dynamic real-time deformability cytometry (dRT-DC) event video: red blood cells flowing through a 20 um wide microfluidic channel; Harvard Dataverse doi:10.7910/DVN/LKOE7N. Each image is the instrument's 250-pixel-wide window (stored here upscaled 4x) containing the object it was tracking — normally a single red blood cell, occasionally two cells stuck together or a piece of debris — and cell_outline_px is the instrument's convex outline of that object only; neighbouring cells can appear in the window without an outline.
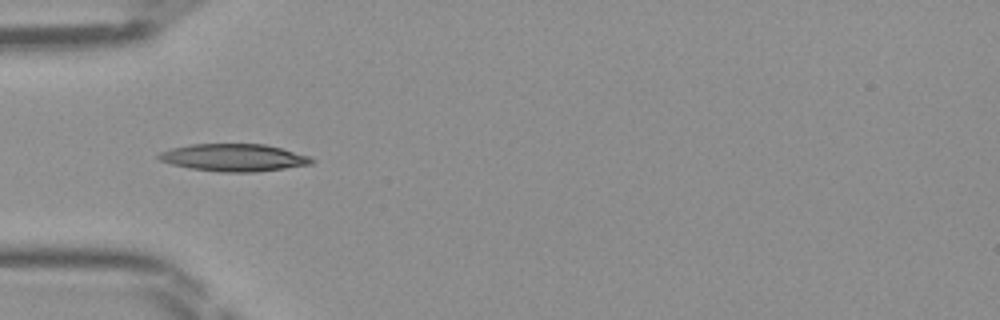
{"species": "Egyptian fruit bat (a non-hibernating species)", "species_latin": "Rousettus aegyptiacus", "temperature_condition": "room temperature", "stored_images_in_passage": 18, "camera_frame_rate_fps": 3000, "um_per_image_px": 0.085, "frame": {"image": 1, "passage_image": 3, "time_ms": 0.667, "image_size_px": [1000, 320], "cell_outline_px": [[316, 160], [312, 164], [284, 168], [252, 172], [220, 172], [192, 168], [172, 164], [160, 160], [156, 156], [160, 152], [172, 148], [192, 144], [264, 144], [280, 148], [308, 156]], "centroid_in_image_um": [19.87, 13.39], "position_along_channel_um": 65.1, "area_um2": 24.1}}
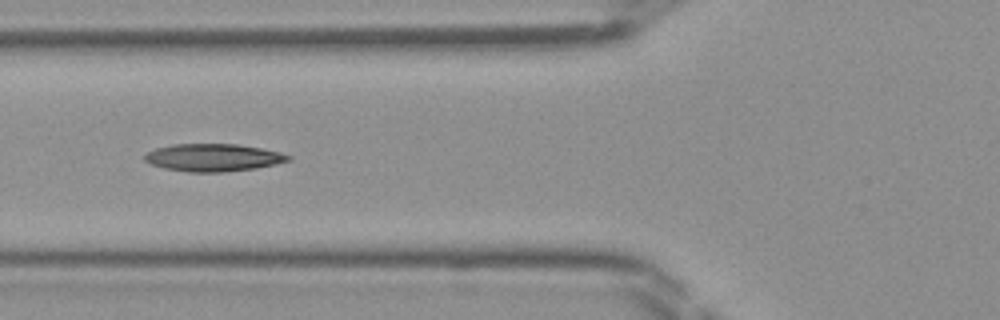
{"frame": {"image": 2, "passage_image": 6, "time_ms": 1.667, "image_size_px": [1000, 320], "cell_outline_px": [[292, 160], [276, 164], [256, 168], [224, 172], [188, 172], [164, 168], [152, 164], [144, 160], [144, 156], [148, 152], [156, 148], [172, 144], [236, 144], [260, 148], [280, 152], [292, 156]], "centroid_in_image_um": [18.15, 13.39], "position_along_channel_um": 107.7, "area_um2": 23.06}}
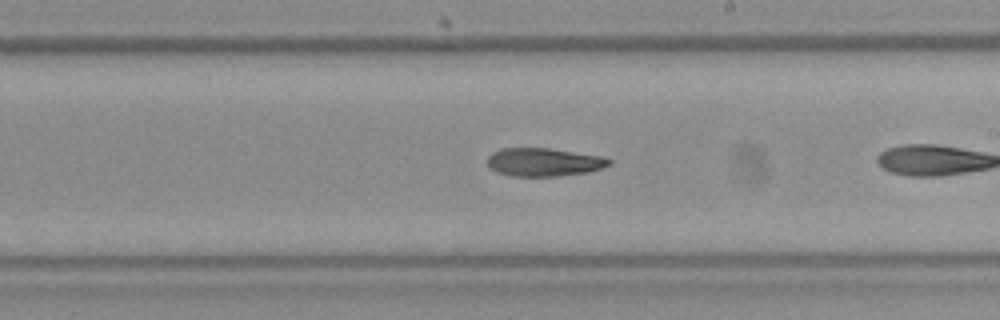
{"frame": {"image": 3, "passage_image": 13, "time_ms": 4.0, "image_size_px": [1000, 320], "cell_outline_px": [[612, 164], [588, 172], [560, 176], [512, 176], [496, 172], [488, 164], [488, 156], [492, 152], [500, 148], [548, 148], [604, 156], [612, 160]], "centroid_in_image_um": [46.25, 13.77], "position_along_channel_um": 242.8, "area_um2": 20.11}}